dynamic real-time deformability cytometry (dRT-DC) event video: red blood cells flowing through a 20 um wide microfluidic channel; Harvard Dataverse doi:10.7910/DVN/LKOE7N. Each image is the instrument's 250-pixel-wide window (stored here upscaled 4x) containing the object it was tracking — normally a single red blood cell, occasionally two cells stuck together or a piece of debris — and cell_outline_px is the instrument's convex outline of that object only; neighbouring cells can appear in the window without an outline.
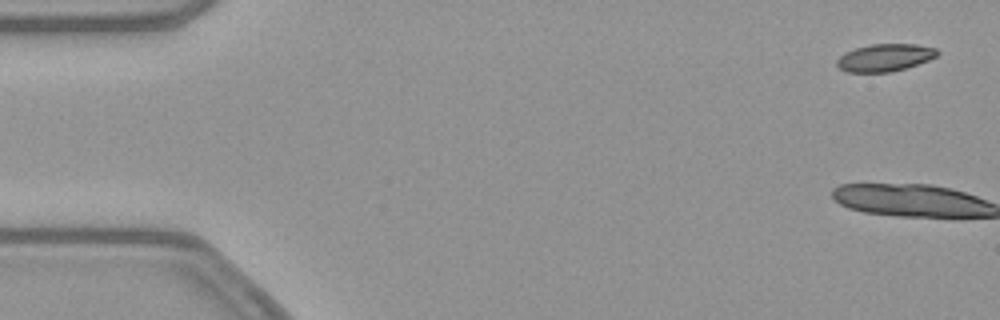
{"species": "common noctule bat (a hibernating species)", "species_latin": "Nyctalus noctula", "temperature_condition": "warm", "stored_images_in_passage": 3, "camera_frame_rate_fps": 3000, "um_per_image_px": 0.085, "animal": {"sex": "female", "body_mass_g": 21.9}, "frame": {"image": 1, "passage_image": 2, "time_ms": 0.333, "image_size_px": [1000, 320], "cell_outline_px": [[940, 52], [936, 56], [928, 60], [892, 72], [848, 72], [840, 68], [836, 64], [836, 60], [844, 52], [856, 48], [872, 44], [916, 44], [936, 48]], "centroid_in_image_um": [75.2, 4.89], "position_along_channel_um": 9.8, "area_um2": 15.95}}